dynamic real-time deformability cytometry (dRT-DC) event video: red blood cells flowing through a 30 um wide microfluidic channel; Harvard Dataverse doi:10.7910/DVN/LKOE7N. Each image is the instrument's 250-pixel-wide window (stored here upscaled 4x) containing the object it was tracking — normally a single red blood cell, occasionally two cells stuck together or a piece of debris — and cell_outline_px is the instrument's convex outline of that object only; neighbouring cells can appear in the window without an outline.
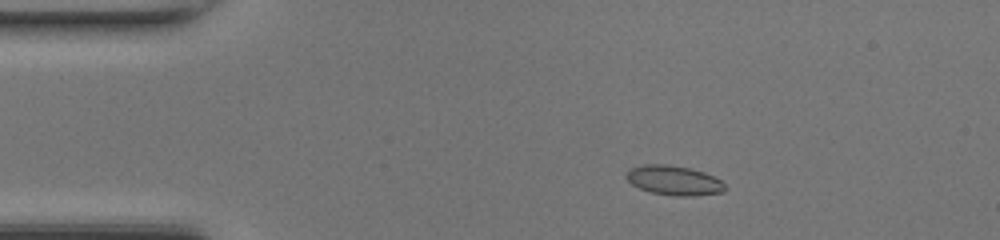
{"species": "common noctule bat (a hibernating species)", "species_latin": "Nyctalus noctula", "temperature_condition": "room temperature", "stored_images_in_passage": 45, "camera_frame_rate_fps": 3000, "um_per_image_px": 0.085, "animal": {"sex": "female", "body_mass_g": 17.0, "forearm_length_mm": 48.0}, "frame": {"image": 1, "passage_image": 6, "time_ms": 1.667, "image_size_px": [1000, 240], "cell_outline_px": [[728, 188], [724, 192], [692, 196], [676, 196], [652, 192], [640, 188], [632, 184], [624, 176], [632, 168], [644, 164], [668, 164], [692, 168], [704, 172], [720, 180]], "centroid_in_image_um": [57.32, 15.33], "position_along_channel_um": 27.7, "area_um2": 16.99}}
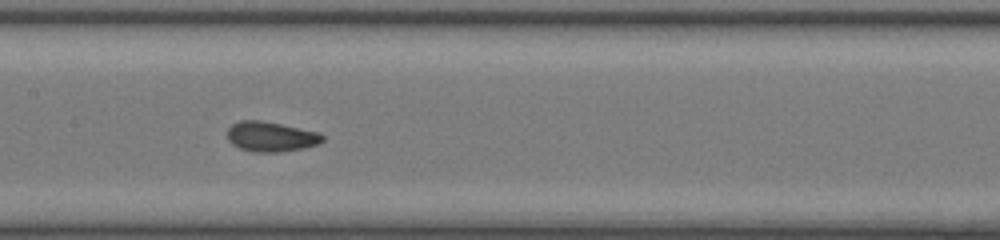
{"frame": {"image": 2, "passage_image": 21, "time_ms": 6.667, "image_size_px": [1000, 240], "cell_outline_px": [[324, 140], [320, 144], [304, 148], [276, 152], [252, 152], [240, 148], [232, 144], [228, 140], [228, 128], [232, 124], [240, 120], [260, 120], [320, 132], [324, 136]], "centroid_in_image_um": [23.04, 11.61], "position_along_channel_um": 184.4, "area_um2": 16.7}}
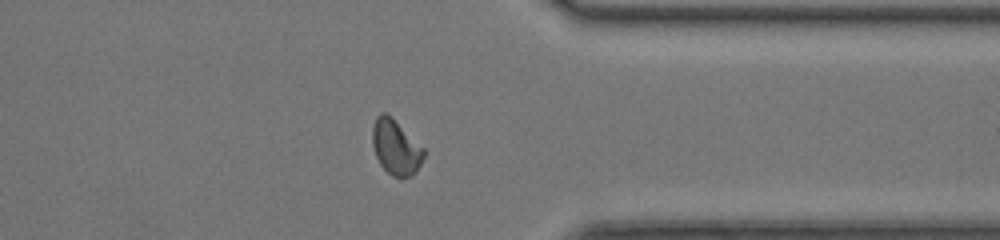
{"frame": {"image": 3, "passage_image": 35, "time_ms": 11.333, "image_size_px": [1000, 240], "cell_outline_px": [[428, 152], [412, 176], [400, 180], [392, 176], [380, 164], [376, 156], [372, 144], [372, 128], [376, 116], [380, 112], [384, 112], [392, 116]], "centroid_in_image_um": [33.66, 12.52], "position_along_channel_um": 377.7, "area_um2": 16.88}, "authors_computed_cell_mechanics": {"area_um2": 16.473, "velocity_mm_per_s": 4.319, "shape_relaxation_time_tau1_ms": 6.9318, "shape_relaxation_time_tau2_ms": 0.8943, "deformation_change_tau1": 0.1531, "deformation_change_tau2": 0.0537}}